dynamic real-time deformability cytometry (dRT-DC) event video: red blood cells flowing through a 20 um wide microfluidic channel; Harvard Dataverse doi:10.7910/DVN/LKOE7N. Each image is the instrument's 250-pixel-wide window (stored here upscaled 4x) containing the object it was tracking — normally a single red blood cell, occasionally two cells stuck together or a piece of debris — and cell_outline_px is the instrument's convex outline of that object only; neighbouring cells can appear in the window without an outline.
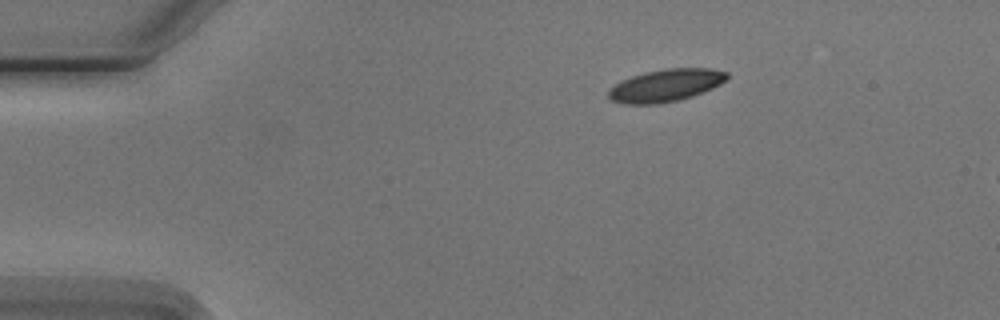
{"species": "Egyptian fruit bat (a non-hibernating species)", "species_latin": "Rousettus aegyptiacus", "temperature_condition": "cold", "stored_images_in_passage": 4, "camera_frame_rate_fps": 3000, "um_per_image_px": 0.085, "animal": {"sex": "male"}, "frame": {"image": 1, "passage_image": 4, "time_ms": 4.333, "image_size_px": [1000, 320], "cell_outline_px": [[728, 76], [720, 84], [712, 88], [692, 96], [660, 104], [624, 104], [608, 100], [608, 92], [616, 84], [632, 76], [644, 72], [664, 68], [712, 68], [728, 72]], "centroid_in_image_um": [56.58, 7.26], "position_along_channel_um": 28.4, "area_um2": 22.31}}